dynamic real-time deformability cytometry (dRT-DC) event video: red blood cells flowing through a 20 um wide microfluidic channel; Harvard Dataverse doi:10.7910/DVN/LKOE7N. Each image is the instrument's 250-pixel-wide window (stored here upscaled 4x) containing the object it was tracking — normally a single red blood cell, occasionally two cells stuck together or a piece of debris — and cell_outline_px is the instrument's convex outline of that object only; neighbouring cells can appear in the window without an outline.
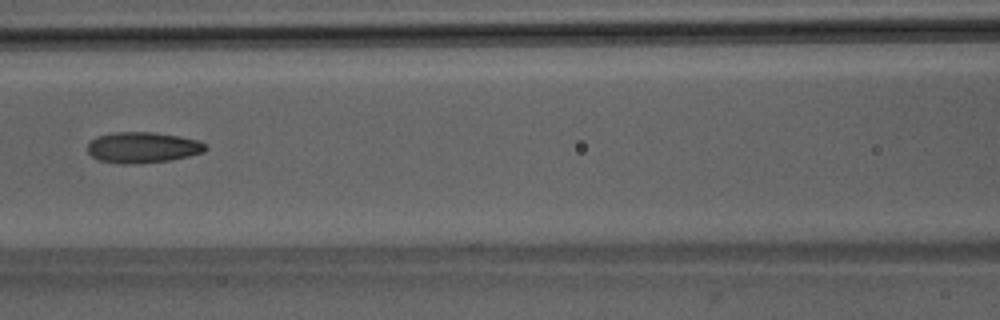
{"species": "Egyptian fruit bat (a non-hibernating species)", "species_latin": "Rousettus aegyptiacus", "temperature_condition": "room temperature", "stored_images_in_passage": 40, "camera_frame_rate_fps": 3000, "um_per_image_px": 0.085, "animal": {"sex": "male"}, "frame": {"image": 1, "passage_image": 13, "time_ms": 4.0, "image_size_px": [1000, 320], "cell_outline_px": [[208, 148], [204, 152], [172, 160], [124, 164], [120, 164], [100, 160], [92, 156], [88, 152], [88, 144], [96, 136], [112, 132], [152, 132], [180, 136], [196, 140], [204, 144]], "centroid_in_image_um": [12.12, 12.53], "position_along_channel_um": 154.5, "area_um2": 21.1}}
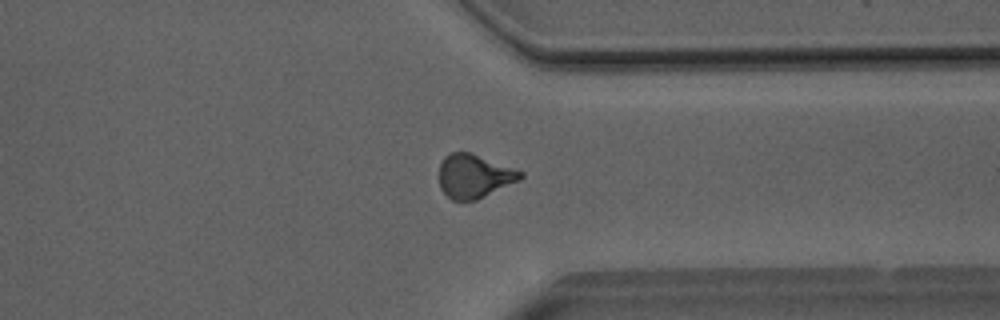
{"frame": {"image": 2, "passage_image": 29, "time_ms": 9.333, "image_size_px": [1000, 320], "cell_outline_px": [[524, 176], [520, 180], [476, 200], [452, 200], [440, 188], [440, 164], [444, 156], [452, 152], [472, 152], [524, 172]], "centroid_in_image_um": [40.32, 14.95], "position_along_channel_um": 371.1, "area_um2": 20.69}}
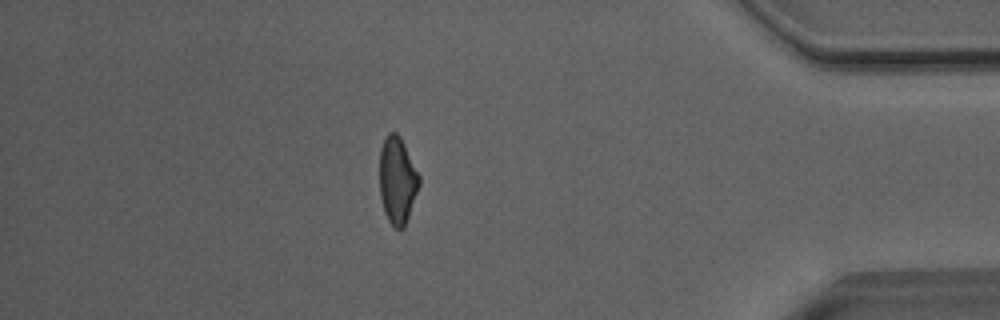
{"frame": {"image": 3, "passage_image": 34, "time_ms": 11.0, "image_size_px": [1000, 320], "cell_outline_px": [[420, 184], [404, 228], [392, 228], [384, 212], [380, 196], [380, 148], [384, 136], [388, 132], [396, 132], [400, 136], [420, 176]], "centroid_in_image_um": [33.76, 15.32], "position_along_channel_um": 401.4, "area_um2": 20.17}, "authors_computed_cell_mechanics": {"area_um2": 20.6924, "velocity_mm_per_s": 4.0903, "shape_relaxation_time_tau1_ms": 5.4932, "shape_relaxation_time_tau2_ms": 2.4193, "deformation_change_tau1": 0.1623, "deformation_change_tau2": 0.1015}}